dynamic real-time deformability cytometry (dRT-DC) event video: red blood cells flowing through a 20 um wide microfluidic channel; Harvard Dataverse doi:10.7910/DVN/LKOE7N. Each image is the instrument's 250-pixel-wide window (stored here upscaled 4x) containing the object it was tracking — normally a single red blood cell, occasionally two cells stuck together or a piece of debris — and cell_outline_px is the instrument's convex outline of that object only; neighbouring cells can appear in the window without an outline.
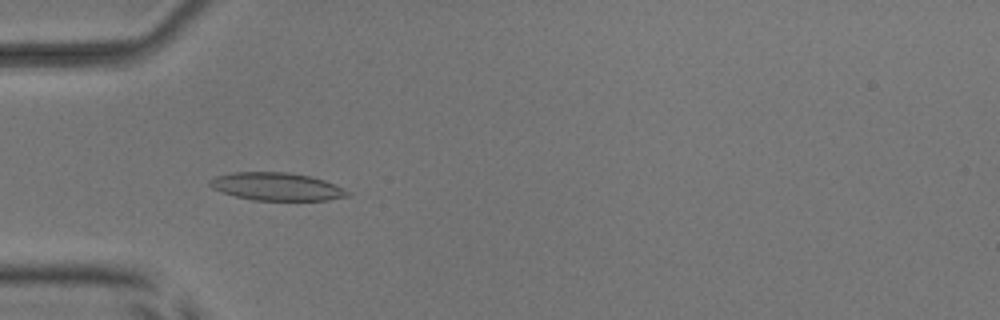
{"species": "common noctule bat (a hibernating species)", "species_latin": "Nyctalus noctula", "temperature_condition": "room temperature", "stored_images_in_passage": 53, "camera_frame_rate_fps": 3000, "um_per_image_px": 0.085, "animal": {"sex": "male", "body_mass_g": 17.9, "forearm_length_mm": 54.2}, "frame": {"image": 1, "passage_image": 17, "time_ms": 5.333, "image_size_px": [1000, 320], "cell_outline_px": [[352, 196], [328, 200], [252, 200], [220, 192], [212, 188], [208, 184], [208, 180], [216, 176], [232, 172], [288, 172], [312, 176], [336, 184], [352, 192]], "centroid_in_image_um": [23.55, 15.86], "position_along_channel_um": 61.4, "area_um2": 22.72}}
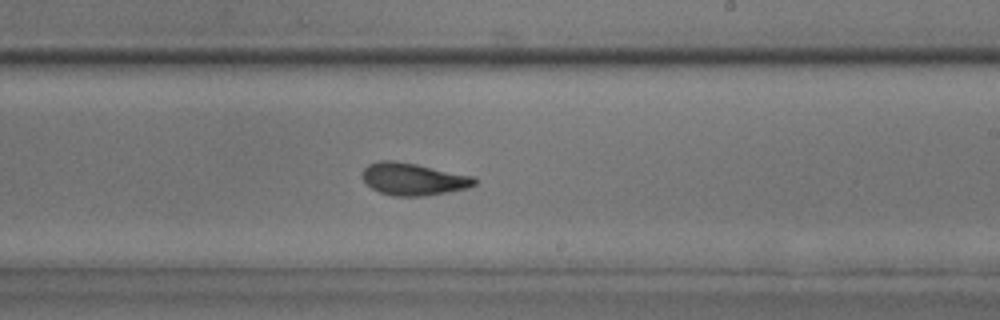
{"frame": {"image": 2, "passage_image": 32, "time_ms": 10.333, "image_size_px": [1000, 320], "cell_outline_px": [[476, 184], [468, 188], [424, 196], [392, 196], [380, 192], [372, 188], [360, 176], [364, 168], [368, 164], [380, 160], [392, 160], [416, 164], [476, 176]], "centroid_in_image_um": [35.13, 15.22], "position_along_channel_um": 253.9, "area_um2": 21.21}}
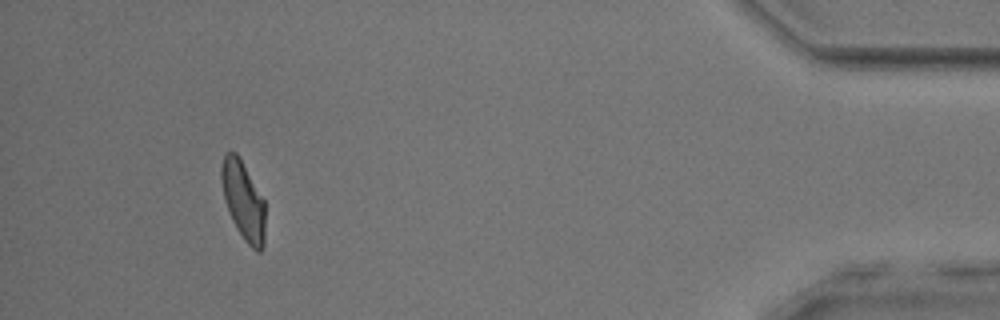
{"frame": {"image": 3, "passage_image": 49, "time_ms": 16.0, "image_size_px": [1000, 320], "cell_outline_px": [[264, 244], [260, 252], [256, 252], [244, 240], [232, 220], [224, 200], [220, 180], [220, 168], [224, 152], [236, 152], [264, 200]], "centroid_in_image_um": [20.65, 17.04], "position_along_channel_um": 414.6, "area_um2": 19.94}, "authors_computed_cell_mechanics": {"area_um2": 20.808, "velocity_mm_per_s": 3.9342, "shape_relaxation_time_tau1_ms": 3.3324, "shape_relaxation_time_tau2_ms": 1.4271, "deformation_change_tau1": 0.1538, "deformation_change_tau2": 0.0909}}